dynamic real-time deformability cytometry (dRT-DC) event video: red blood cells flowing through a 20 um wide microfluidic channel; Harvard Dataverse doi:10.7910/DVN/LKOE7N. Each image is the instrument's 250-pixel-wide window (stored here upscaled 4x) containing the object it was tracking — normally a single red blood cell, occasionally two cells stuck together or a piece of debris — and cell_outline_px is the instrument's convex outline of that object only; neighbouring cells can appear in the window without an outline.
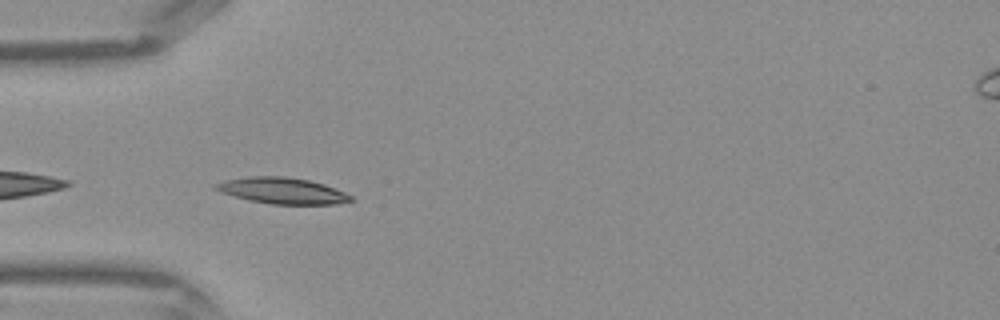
{"species": "Egyptian fruit bat (a non-hibernating species)", "species_latin": "Rousettus aegyptiacus", "temperature_condition": "warm", "stored_images_in_passage": 22, "camera_frame_rate_fps": 3000, "um_per_image_px": 0.085, "frame": {"image": 1, "passage_image": 1, "time_ms": 0.0, "image_size_px": [1000, 320], "cell_outline_px": [[356, 200], [336, 204], [272, 204], [248, 200], [220, 192], [212, 188], [212, 184], [224, 180], [248, 176], [284, 176], [308, 180], [324, 184], [344, 192], [352, 196]], "centroid_in_image_um": [23.96, 16.2], "position_along_channel_um": 61.0, "area_um2": 20.75}}
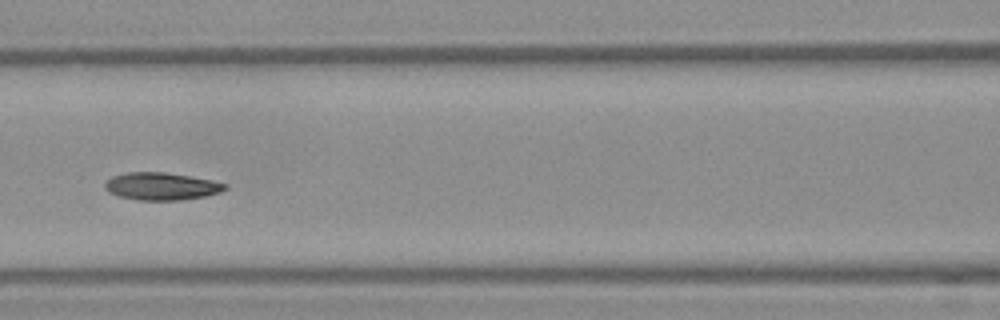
{"frame": {"image": 2, "passage_image": 7, "time_ms": 2.0, "image_size_px": [1000, 320], "cell_outline_px": [[228, 188], [220, 192], [208, 196], [184, 200], [136, 200], [120, 196], [108, 192], [104, 188], [104, 184], [112, 176], [128, 172], [164, 172], [212, 180], [228, 184]], "centroid_in_image_um": [13.75, 15.84], "position_along_channel_um": 152.9, "area_um2": 19.36}}
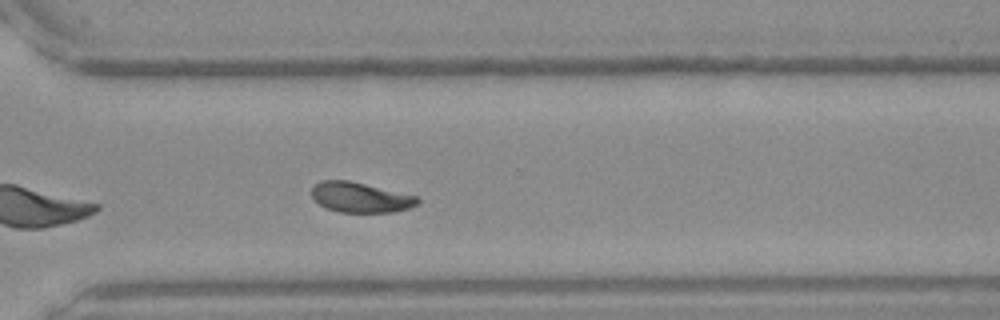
{"frame": {"image": 3, "passage_image": 19, "time_ms": 6.0, "image_size_px": [1000, 320], "cell_outline_px": [[420, 200], [416, 204], [408, 208], [392, 212], [340, 212], [328, 208], [320, 204], [312, 196], [312, 188], [320, 180], [348, 180], [420, 196]], "centroid_in_image_um": [30.66, 16.76], "position_along_channel_um": 339.9, "area_um2": 18.5}}